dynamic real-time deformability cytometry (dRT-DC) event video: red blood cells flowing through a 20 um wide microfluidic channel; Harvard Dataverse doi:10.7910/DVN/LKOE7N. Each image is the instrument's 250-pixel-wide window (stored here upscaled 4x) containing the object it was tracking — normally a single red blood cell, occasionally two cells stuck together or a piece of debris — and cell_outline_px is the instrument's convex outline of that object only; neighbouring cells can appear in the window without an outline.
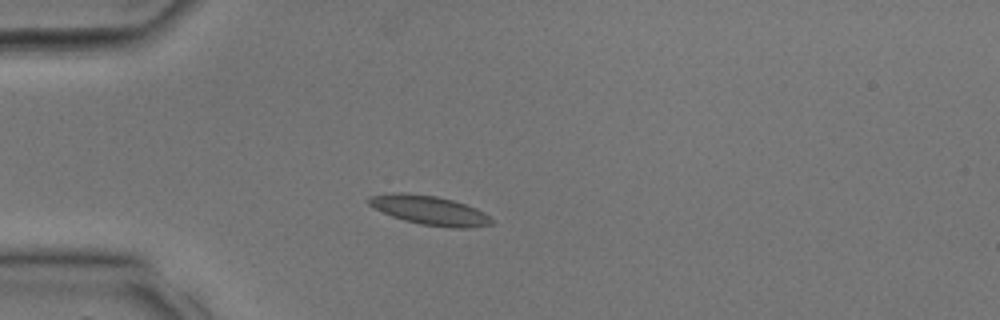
{"species": "common noctule bat (a hibernating species)", "species_latin": "Nyctalus noctula", "temperature_condition": "room temperature", "stored_images_in_passage": 17, "camera_frame_rate_fps": 3000, "um_per_image_px": 0.085, "animal": {"sex": "male", "body_mass_g": 17.9, "forearm_length_mm": 54.2}, "frame": {"image": 1, "passage_image": 6, "time_ms": 1.667, "image_size_px": [1000, 320], "cell_outline_px": [[496, 220], [492, 224], [468, 228], [452, 228], [420, 224], [404, 220], [392, 216], [368, 204], [368, 196], [388, 192], [408, 192], [436, 196], [452, 200], [476, 208], [484, 212]], "centroid_in_image_um": [36.52, 17.86], "position_along_channel_um": 48.5, "area_um2": 21.04}}
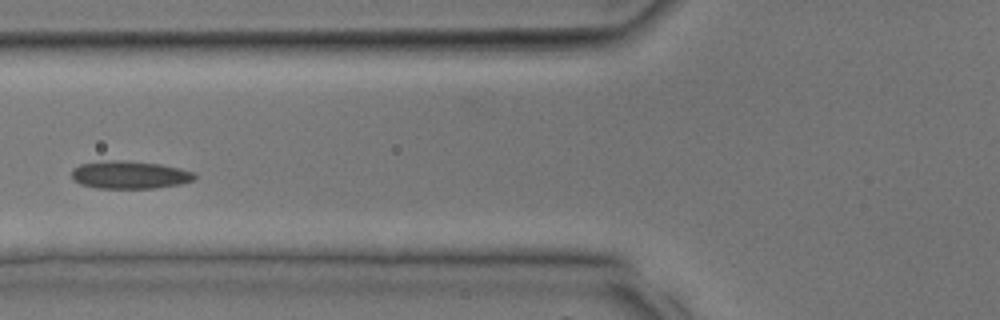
{"frame": {"image": 2, "passage_image": 10, "time_ms": 3.0, "image_size_px": [1000, 320], "cell_outline_px": [[196, 176], [192, 180], [180, 184], [156, 188], [96, 188], [80, 184], [72, 180], [72, 168], [80, 164], [112, 160], [128, 160], [160, 164], [180, 168], [196, 172]], "centroid_in_image_um": [11.02, 14.86], "position_along_channel_um": 114.8, "area_um2": 20.06}}